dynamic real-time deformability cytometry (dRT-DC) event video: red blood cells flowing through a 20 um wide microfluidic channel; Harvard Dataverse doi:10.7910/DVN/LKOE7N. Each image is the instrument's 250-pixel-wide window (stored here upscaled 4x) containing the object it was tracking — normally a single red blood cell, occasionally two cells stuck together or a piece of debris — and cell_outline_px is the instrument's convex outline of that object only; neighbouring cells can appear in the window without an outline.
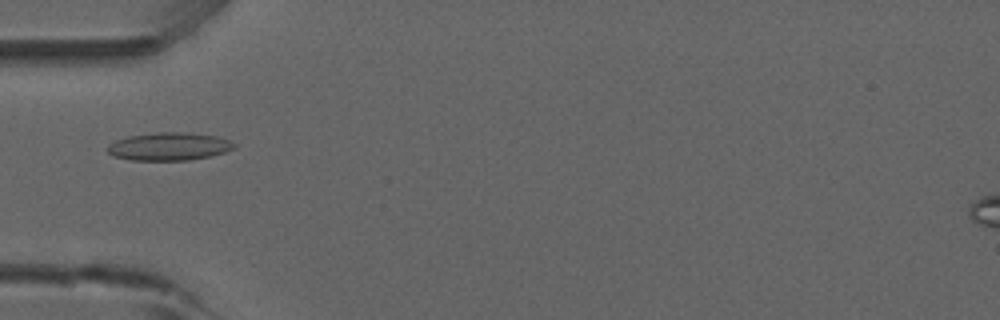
{"species": "common noctule bat (a hibernating species)", "species_latin": "Nyctalus noctula", "temperature_condition": "room temperature", "stored_images_in_passage": 7, "camera_frame_rate_fps": 3000, "um_per_image_px": 0.085, "animal": {"sex": "male", "forearm_length_mm": 52.5}, "frame": {"image": 1, "passage_image": 1, "time_ms": 0.0, "image_size_px": [1000, 320], "cell_outline_px": [[236, 148], [212, 156], [188, 160], [132, 160], [112, 156], [108, 152], [108, 144], [116, 140], [128, 136], [156, 132], [184, 132], [216, 136], [228, 140], [236, 144]], "centroid_in_image_um": [14.37, 12.45], "position_along_channel_um": 70.6, "area_um2": 20.63}}
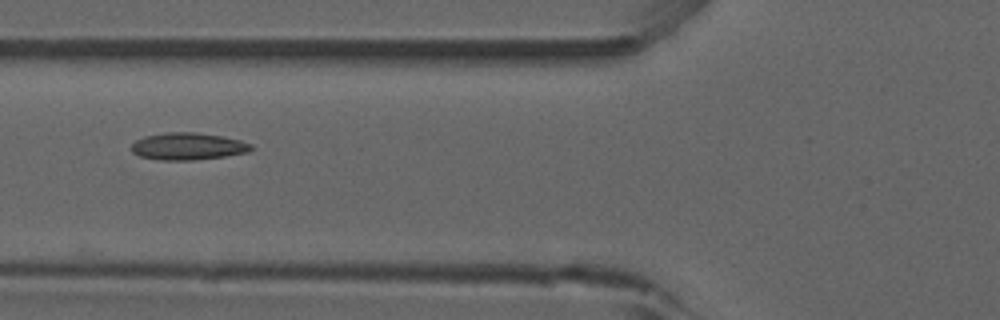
{"frame": {"image": 2, "passage_image": 4, "time_ms": 1.0, "image_size_px": [1000, 320], "cell_outline_px": [[252, 148], [248, 152], [224, 156], [192, 160], [160, 160], [140, 156], [132, 152], [132, 144], [136, 140], [144, 136], [168, 132], [196, 132], [220, 136], [240, 140], [252, 144]], "centroid_in_image_um": [15.96, 12.43], "position_along_channel_um": 109.8, "area_um2": 18.79}}